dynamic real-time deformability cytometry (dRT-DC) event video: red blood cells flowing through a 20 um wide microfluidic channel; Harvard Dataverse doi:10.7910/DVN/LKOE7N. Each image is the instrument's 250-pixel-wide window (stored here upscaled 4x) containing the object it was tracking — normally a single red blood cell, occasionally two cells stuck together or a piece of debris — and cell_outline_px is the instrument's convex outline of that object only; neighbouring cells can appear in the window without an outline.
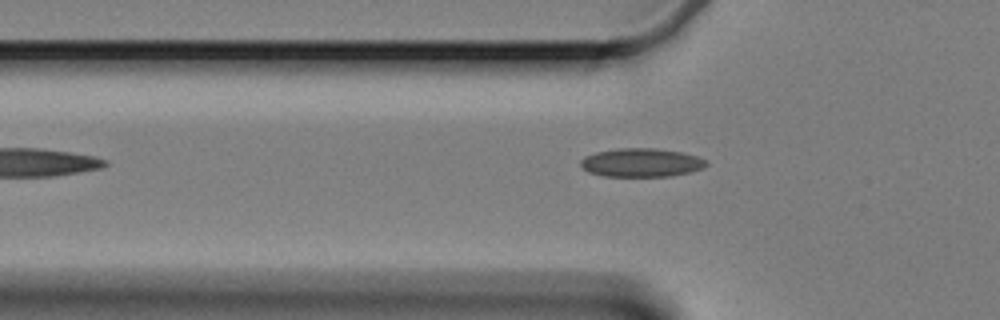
{"species": "Egyptian fruit bat (a non-hibernating species)", "species_latin": "Rousettus aegyptiacus", "temperature_condition": "cold", "stored_images_in_passage": 35, "camera_frame_rate_fps": 3000, "um_per_image_px": 0.085, "animal": {"sex": "female"}, "frame": {"image": 1, "passage_image": 2, "time_ms": 0.333, "image_size_px": [1000, 320], "cell_outline_px": [[708, 164], [700, 168], [688, 172], [668, 176], [604, 176], [588, 172], [580, 164], [580, 160], [584, 156], [596, 152], [620, 148], [656, 148], [680, 152], [696, 156], [704, 160]], "centroid_in_image_um": [54.45, 13.81], "position_along_channel_um": 71.4, "area_um2": 20.63}}
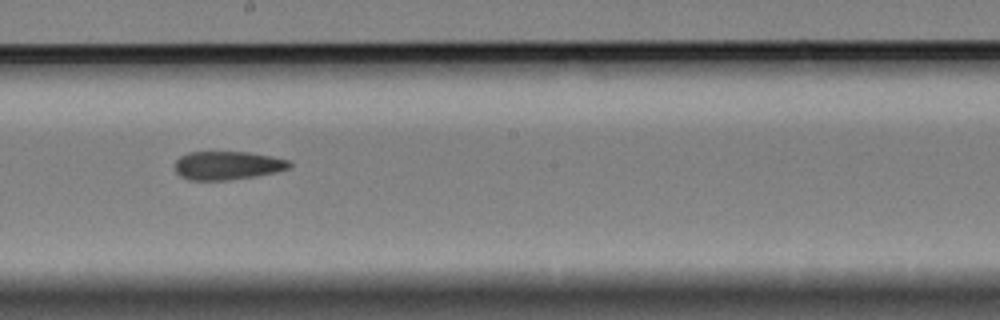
{"frame": {"image": 2, "passage_image": 16, "time_ms": 5.0, "image_size_px": [1000, 320], "cell_outline_px": [[292, 164], [288, 168], [256, 176], [224, 180], [188, 180], [180, 176], [176, 172], [176, 160], [180, 156], [188, 152], [248, 152], [272, 156], [288, 160]], "centroid_in_image_um": [19.3, 14.06], "position_along_channel_um": 228.9, "area_um2": 18.84}}
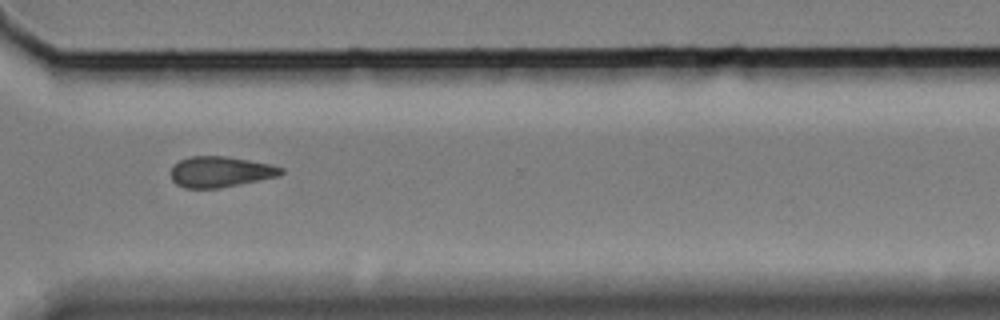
{"frame": {"image": 3, "passage_image": 27, "time_ms": 8.667, "image_size_px": [1000, 320], "cell_outline_px": [[284, 172], [276, 176], [220, 188], [184, 188], [176, 184], [172, 180], [172, 168], [180, 160], [192, 156], [224, 156], [272, 164], [284, 168]], "centroid_in_image_um": [18.73, 14.6], "position_along_channel_um": 351.9, "area_um2": 19.48}}